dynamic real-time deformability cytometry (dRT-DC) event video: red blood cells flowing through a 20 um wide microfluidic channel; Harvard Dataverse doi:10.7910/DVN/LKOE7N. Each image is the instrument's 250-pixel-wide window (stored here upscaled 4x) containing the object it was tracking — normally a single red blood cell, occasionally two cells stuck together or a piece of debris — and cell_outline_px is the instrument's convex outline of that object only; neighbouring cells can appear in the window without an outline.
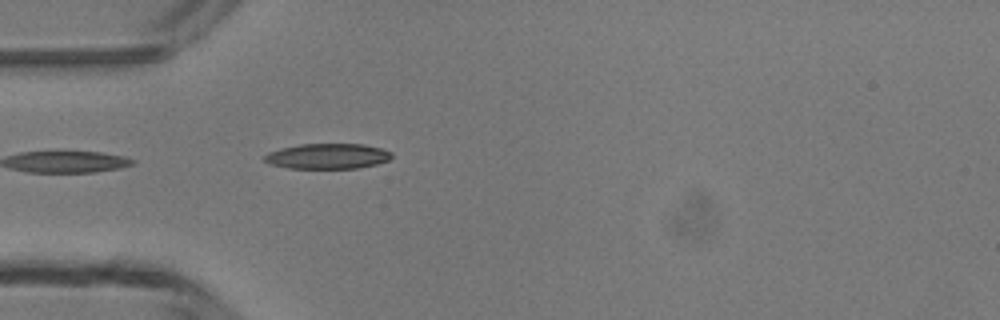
{"species": "common noctule bat (a hibernating species)", "species_latin": "Nyctalus noctula", "temperature_condition": "room temperature", "stored_images_in_passage": 1, "camera_frame_rate_fps": 3000, "um_per_image_px": 0.085, "animal": {"sex": "male", "body_mass_g": 13.3}, "frame": {"image": 1, "passage_image": 1, "time_ms": 0.0, "image_size_px": [1000, 320], "cell_outline_px": [[392, 156], [388, 160], [376, 164], [360, 168], [288, 168], [272, 164], [264, 160], [264, 156], [268, 152], [300, 144], [364, 144], [380, 148], [392, 152]], "centroid_in_image_um": [27.87, 13.27], "position_along_channel_um": 57.1, "area_um2": 18.61}}